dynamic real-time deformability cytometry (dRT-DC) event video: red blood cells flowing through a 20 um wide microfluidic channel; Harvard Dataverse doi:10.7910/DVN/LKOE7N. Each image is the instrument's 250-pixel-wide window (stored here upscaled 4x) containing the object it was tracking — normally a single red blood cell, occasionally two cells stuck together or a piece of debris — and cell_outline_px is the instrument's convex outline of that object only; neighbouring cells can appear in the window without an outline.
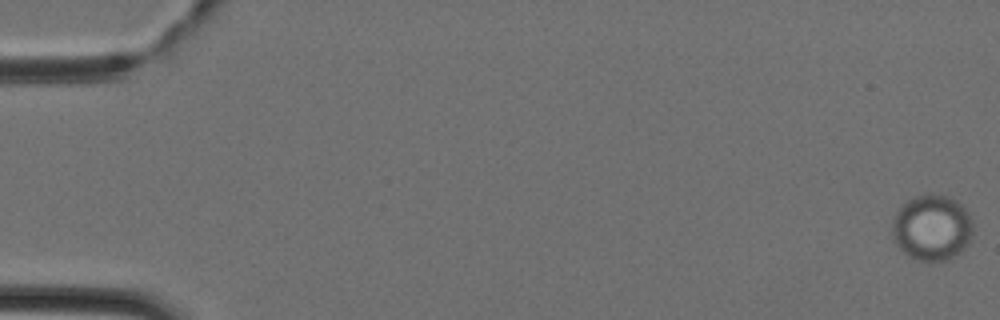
{"species": "Egyptian fruit bat (a non-hibernating species)", "species_latin": "Rousettus aegyptiacus", "temperature_condition": "cold", "stored_images_in_passage": 37, "camera_frame_rate_fps": 3000, "um_per_image_px": 0.085, "animal": {"sex": "female"}, "frame": {"image": 1, "passage_image": 1, "time_ms": 0.0, "image_size_px": [1000, 320], "cell_outline_px": [[972, 236], [968, 244], [960, 252], [948, 260], [916, 260], [908, 256], [896, 244], [892, 236], [892, 220], [896, 212], [908, 200], [916, 196], [928, 192], [932, 192], [948, 196], [956, 200], [968, 212], [972, 220]], "centroid_in_image_um": [79.22, 19.33], "position_along_channel_um": 5.8, "area_um2": 31.21}}
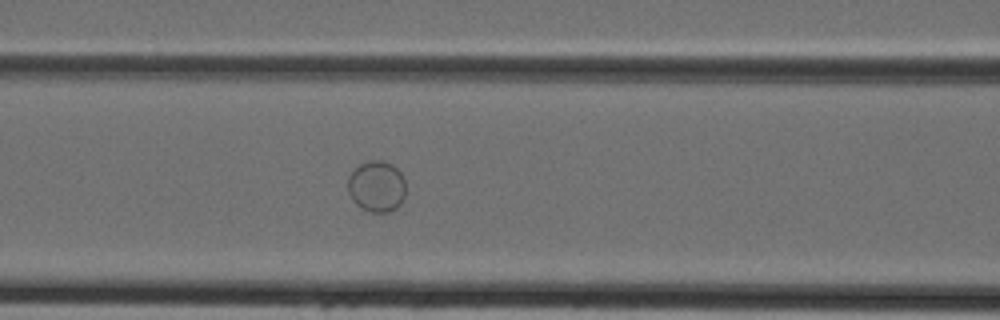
{"frame": {"image": 2, "passage_image": 20, "time_ms": 6.333, "image_size_px": [1000, 320], "cell_outline_px": [[404, 196], [400, 204], [396, 208], [388, 212], [372, 212], [360, 208], [352, 200], [348, 192], [348, 176], [360, 164], [368, 160], [384, 160], [392, 164], [404, 176]], "centroid_in_image_um": [32.0, 15.83], "position_along_channel_um": 134.6, "area_um2": 17.34}}
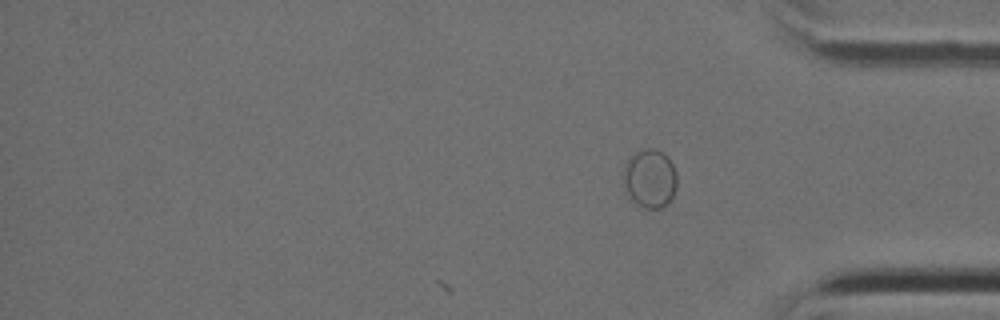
{"frame": {"image": 3, "passage_image": 37, "time_ms": 12.0, "image_size_px": [1000, 320], "cell_outline_px": [[676, 188], [668, 204], [660, 208], [644, 208], [636, 204], [632, 200], [624, 184], [624, 164], [636, 152], [644, 148], [656, 148], [668, 156], [676, 172]], "centroid_in_image_um": [55.26, 15.16], "position_along_channel_um": 379.9, "area_um2": 18.26}}